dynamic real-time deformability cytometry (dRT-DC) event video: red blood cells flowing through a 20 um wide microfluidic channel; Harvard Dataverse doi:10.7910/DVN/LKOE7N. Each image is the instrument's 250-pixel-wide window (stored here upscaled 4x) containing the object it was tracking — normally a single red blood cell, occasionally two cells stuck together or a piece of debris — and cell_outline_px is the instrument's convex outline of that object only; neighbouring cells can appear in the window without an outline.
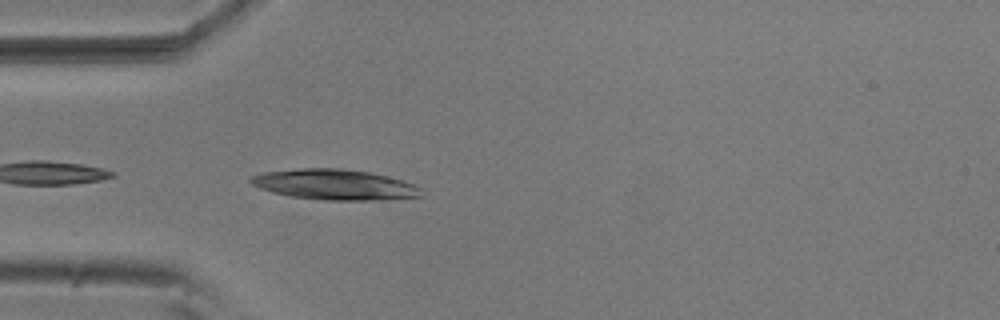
{"species": "common noctule bat (a hibernating species)", "species_latin": "Nyctalus noctula", "temperature_condition": "room temperature", "stored_images_in_passage": 39, "camera_frame_rate_fps": 3000, "um_per_image_px": 0.085, "animal": {"sex": "male", "body_mass_g": 20.5, "forearm_length_mm": 52.5}, "frame": {"image": 1, "passage_image": 2, "time_ms": 0.333, "image_size_px": [1000, 320], "cell_outline_px": [[424, 196], [380, 200], [320, 200], [292, 196], [272, 192], [260, 188], [252, 184], [248, 180], [252, 176], [264, 172], [300, 168], [340, 168], [368, 172], [400, 180], [412, 184], [420, 188]], "centroid_in_image_um": [28.42, 15.69], "position_along_channel_um": 56.6, "area_um2": 30.06}}
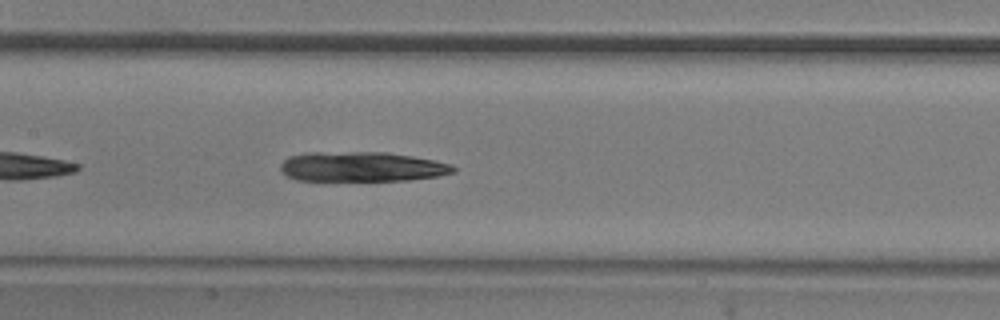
{"frame": {"image": 2, "passage_image": 12, "time_ms": 3.667, "image_size_px": [1000, 320], "cell_outline_px": [[456, 172], [436, 176], [408, 180], [296, 180], [288, 176], [280, 168], [280, 164], [288, 156], [304, 152], [388, 152], [412, 156], [452, 164], [456, 168]], "centroid_in_image_um": [30.74, 14.16], "position_along_channel_um": 176.7, "area_um2": 30.0}}
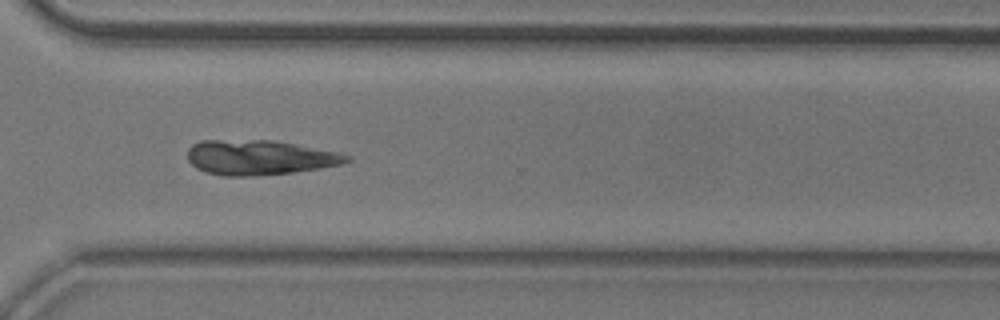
{"frame": {"image": 3, "passage_image": 26, "time_ms": 8.333, "image_size_px": [1000, 320], "cell_outline_px": [[352, 160], [340, 164], [320, 168], [292, 172], [252, 176], [224, 176], [204, 172], [196, 168], [188, 160], [188, 148], [192, 144], [200, 140], [272, 140], [340, 152], [352, 156]], "centroid_in_image_um": [22.05, 13.38], "position_along_channel_um": 348.6, "area_um2": 32.43}}